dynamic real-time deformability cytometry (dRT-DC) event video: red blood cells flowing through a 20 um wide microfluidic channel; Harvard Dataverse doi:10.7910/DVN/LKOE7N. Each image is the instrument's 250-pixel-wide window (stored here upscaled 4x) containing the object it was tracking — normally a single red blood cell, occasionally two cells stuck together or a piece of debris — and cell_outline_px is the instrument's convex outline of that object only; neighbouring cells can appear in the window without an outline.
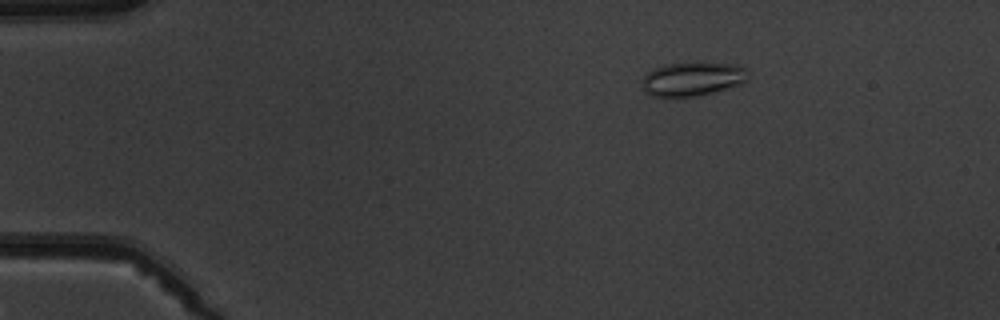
{"species": "common noctule bat (a hibernating species)", "species_latin": "Nyctalus noctula", "temperature_condition": "warm", "stored_images_in_passage": 5, "camera_frame_rate_fps": 3000, "um_per_image_px": 0.085, "animal": {"sex": "male", "body_mass_g": 19.5, "forearm_length_mm": 54.6}, "frame": {"image": 1, "passage_image": 3, "time_ms": 2.333, "image_size_px": [1000, 320], "cell_outline_px": [[748, 80], [740, 84], [712, 92], [696, 96], [652, 96], [644, 92], [644, 76], [652, 68], [668, 64], [736, 64], [744, 68], [748, 72]], "centroid_in_image_um": [58.86, 6.72], "position_along_channel_um": 26.1, "area_um2": 20.29}}